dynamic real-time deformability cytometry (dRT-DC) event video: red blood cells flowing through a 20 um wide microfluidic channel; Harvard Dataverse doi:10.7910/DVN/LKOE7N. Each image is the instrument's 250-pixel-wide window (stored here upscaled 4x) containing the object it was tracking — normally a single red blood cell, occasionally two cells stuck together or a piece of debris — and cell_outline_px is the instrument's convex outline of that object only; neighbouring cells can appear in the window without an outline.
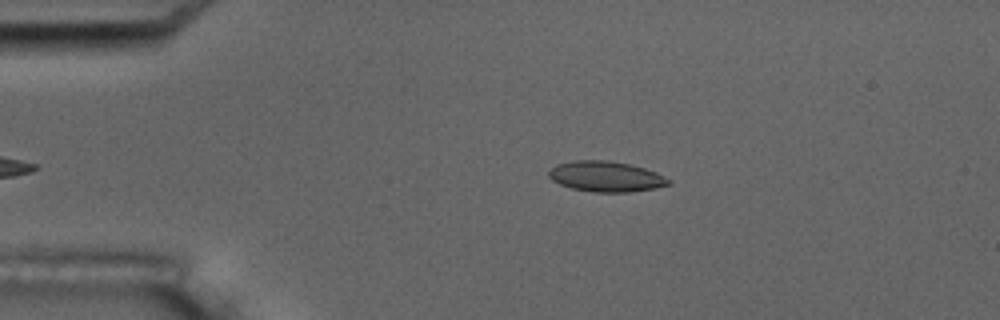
{"species": "common noctule bat (a hibernating species)", "species_latin": "Nyctalus noctula", "temperature_condition": "room temperature", "stored_images_in_passage": 13, "camera_frame_rate_fps": 3000, "um_per_image_px": 0.085, "animal": {"sex": "male", "body_mass_g": 17.5, "forearm_length_mm": 52.3}, "frame": {"image": 1, "passage_image": 1, "time_ms": 0.0, "image_size_px": [1000, 320], "cell_outline_px": [[672, 184], [656, 188], [628, 192], [592, 192], [572, 188], [560, 184], [552, 180], [548, 176], [548, 172], [556, 164], [576, 160], [608, 160], [628, 164], [644, 168], [656, 172], [672, 180]], "centroid_in_image_um": [51.52, 15.0], "position_along_channel_um": 33.5, "area_um2": 21.33}}
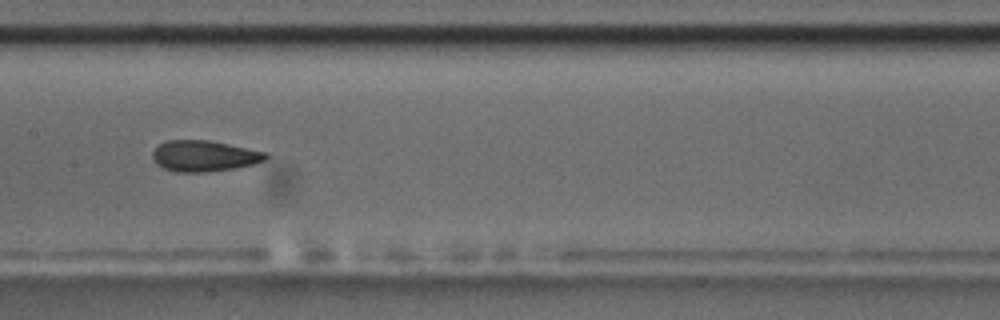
{"frame": {"image": 2, "passage_image": 6, "time_ms": 5.667, "image_size_px": [1000, 320], "cell_outline_px": [[268, 156], [264, 160], [252, 164], [232, 168], [208, 172], [176, 172], [164, 168], [156, 164], [152, 160], [152, 152], [164, 140], [208, 140], [268, 152]], "centroid_in_image_um": [17.32, 13.25], "position_along_channel_um": 190.1, "area_um2": 20.4}, "authors_computed_cell_mechanics": {"area_um2": 21.2126, "velocity_mm_per_s": 3.5259, "shape_relaxation_time_tau1_ms": 5.3103, "shape_relaxation_time_tau2_ms": 2.471, "deformation_change_tau1": 0.1351, "deformation_change_tau2": 0.0779}}